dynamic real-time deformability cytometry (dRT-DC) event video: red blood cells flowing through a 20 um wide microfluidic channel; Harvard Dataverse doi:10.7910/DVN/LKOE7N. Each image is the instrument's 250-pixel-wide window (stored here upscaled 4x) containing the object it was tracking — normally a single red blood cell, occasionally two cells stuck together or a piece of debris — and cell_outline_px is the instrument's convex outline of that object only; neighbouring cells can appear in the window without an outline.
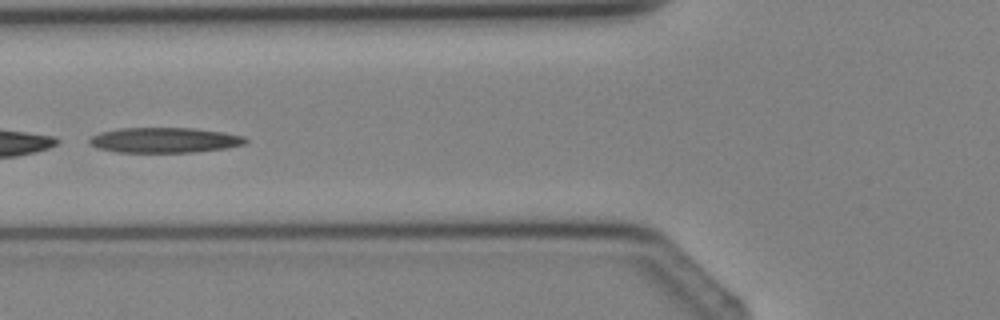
{"species": "Egyptian fruit bat (a non-hibernating species)", "species_latin": "Rousettus aegyptiacus", "temperature_condition": "cold", "stored_images_in_passage": 5, "camera_frame_rate_fps": 3000, "um_per_image_px": 0.085, "animal": {"sex": "female"}, "frame": {"image": 1, "passage_image": 5, "time_ms": 4.667, "image_size_px": [1000, 320], "cell_outline_px": [[248, 140], [244, 144], [224, 148], [192, 152], [116, 152], [96, 148], [88, 144], [88, 140], [92, 136], [100, 132], [120, 128], [196, 128], [224, 132], [244, 136]], "centroid_in_image_um": [13.95, 11.91], "position_along_channel_um": 111.9, "area_um2": 23.0}}